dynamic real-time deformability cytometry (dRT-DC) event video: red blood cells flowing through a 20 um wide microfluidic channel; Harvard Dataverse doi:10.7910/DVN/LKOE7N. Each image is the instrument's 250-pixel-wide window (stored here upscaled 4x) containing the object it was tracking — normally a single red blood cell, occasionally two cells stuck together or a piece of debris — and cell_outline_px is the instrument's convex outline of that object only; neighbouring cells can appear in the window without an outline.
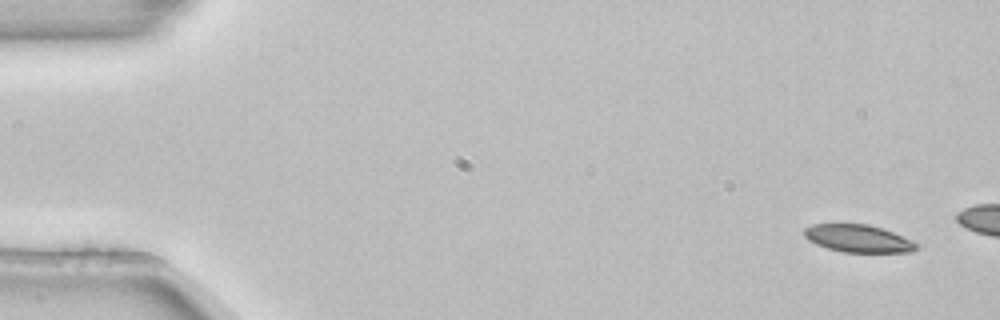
{"species": "common noctule bat (a hibernating species)", "species_latin": "Nyctalus noctula", "temperature_condition": "room temperature", "stored_images_in_passage": 3, "camera_frame_rate_fps": 3000, "um_per_image_px": 0.085, "animal": {"sex": "female", "body_mass_g": 22.7, "forearm_length_mm": 54.2}, "frame": {"image": 1, "passage_image": 1, "time_ms": 0.0, "image_size_px": [1000, 320], "cell_outline_px": [[920, 248], [912, 252], [844, 252], [828, 248], [816, 244], [808, 240], [804, 236], [804, 228], [812, 224], [868, 224], [892, 232], [912, 240]], "centroid_in_image_um": [72.94, 20.27], "position_along_channel_um": 12.1, "area_um2": 17.92}}